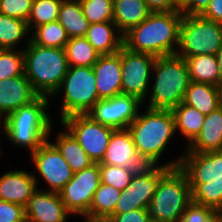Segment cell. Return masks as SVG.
<instances>
[{"instance_id": "obj_18", "label": "cell", "mask_w": 222, "mask_h": 222, "mask_svg": "<svg viewBox=\"0 0 222 222\" xmlns=\"http://www.w3.org/2000/svg\"><path fill=\"white\" fill-rule=\"evenodd\" d=\"M99 99L112 98L122 93L121 49L111 55H100L92 67Z\"/></svg>"}, {"instance_id": "obj_5", "label": "cell", "mask_w": 222, "mask_h": 222, "mask_svg": "<svg viewBox=\"0 0 222 222\" xmlns=\"http://www.w3.org/2000/svg\"><path fill=\"white\" fill-rule=\"evenodd\" d=\"M26 40L24 74L39 95L51 97L68 72L65 49L43 47L34 44L30 38Z\"/></svg>"}, {"instance_id": "obj_1", "label": "cell", "mask_w": 222, "mask_h": 222, "mask_svg": "<svg viewBox=\"0 0 222 222\" xmlns=\"http://www.w3.org/2000/svg\"><path fill=\"white\" fill-rule=\"evenodd\" d=\"M183 153L179 168L187 176L192 202L222 212V151Z\"/></svg>"}, {"instance_id": "obj_39", "label": "cell", "mask_w": 222, "mask_h": 222, "mask_svg": "<svg viewBox=\"0 0 222 222\" xmlns=\"http://www.w3.org/2000/svg\"><path fill=\"white\" fill-rule=\"evenodd\" d=\"M0 222H26L24 206L0 200Z\"/></svg>"}, {"instance_id": "obj_31", "label": "cell", "mask_w": 222, "mask_h": 222, "mask_svg": "<svg viewBox=\"0 0 222 222\" xmlns=\"http://www.w3.org/2000/svg\"><path fill=\"white\" fill-rule=\"evenodd\" d=\"M120 194L121 191L115 187L100 183L85 217L107 219L114 212Z\"/></svg>"}, {"instance_id": "obj_19", "label": "cell", "mask_w": 222, "mask_h": 222, "mask_svg": "<svg viewBox=\"0 0 222 222\" xmlns=\"http://www.w3.org/2000/svg\"><path fill=\"white\" fill-rule=\"evenodd\" d=\"M37 175L25 170L7 171L0 176V200L25 206L38 189Z\"/></svg>"}, {"instance_id": "obj_29", "label": "cell", "mask_w": 222, "mask_h": 222, "mask_svg": "<svg viewBox=\"0 0 222 222\" xmlns=\"http://www.w3.org/2000/svg\"><path fill=\"white\" fill-rule=\"evenodd\" d=\"M26 37L30 38L27 22L0 13V49H17Z\"/></svg>"}, {"instance_id": "obj_3", "label": "cell", "mask_w": 222, "mask_h": 222, "mask_svg": "<svg viewBox=\"0 0 222 222\" xmlns=\"http://www.w3.org/2000/svg\"><path fill=\"white\" fill-rule=\"evenodd\" d=\"M128 126L139 157L146 165L159 161L175 136V120L171 110L145 108Z\"/></svg>"}, {"instance_id": "obj_41", "label": "cell", "mask_w": 222, "mask_h": 222, "mask_svg": "<svg viewBox=\"0 0 222 222\" xmlns=\"http://www.w3.org/2000/svg\"><path fill=\"white\" fill-rule=\"evenodd\" d=\"M211 0H186L180 11L183 15H201L208 7Z\"/></svg>"}, {"instance_id": "obj_37", "label": "cell", "mask_w": 222, "mask_h": 222, "mask_svg": "<svg viewBox=\"0 0 222 222\" xmlns=\"http://www.w3.org/2000/svg\"><path fill=\"white\" fill-rule=\"evenodd\" d=\"M33 0H0V13L27 22Z\"/></svg>"}, {"instance_id": "obj_36", "label": "cell", "mask_w": 222, "mask_h": 222, "mask_svg": "<svg viewBox=\"0 0 222 222\" xmlns=\"http://www.w3.org/2000/svg\"><path fill=\"white\" fill-rule=\"evenodd\" d=\"M90 24L113 21V0H79Z\"/></svg>"}, {"instance_id": "obj_6", "label": "cell", "mask_w": 222, "mask_h": 222, "mask_svg": "<svg viewBox=\"0 0 222 222\" xmlns=\"http://www.w3.org/2000/svg\"><path fill=\"white\" fill-rule=\"evenodd\" d=\"M152 73L154 81L150 86L147 107L172 110L183 102L191 82L184 58L176 54L156 57Z\"/></svg>"}, {"instance_id": "obj_23", "label": "cell", "mask_w": 222, "mask_h": 222, "mask_svg": "<svg viewBox=\"0 0 222 222\" xmlns=\"http://www.w3.org/2000/svg\"><path fill=\"white\" fill-rule=\"evenodd\" d=\"M151 13L144 0H113V22L123 35Z\"/></svg>"}, {"instance_id": "obj_9", "label": "cell", "mask_w": 222, "mask_h": 222, "mask_svg": "<svg viewBox=\"0 0 222 222\" xmlns=\"http://www.w3.org/2000/svg\"><path fill=\"white\" fill-rule=\"evenodd\" d=\"M222 47V24L201 15H183L176 55L182 58L217 55Z\"/></svg>"}, {"instance_id": "obj_2", "label": "cell", "mask_w": 222, "mask_h": 222, "mask_svg": "<svg viewBox=\"0 0 222 222\" xmlns=\"http://www.w3.org/2000/svg\"><path fill=\"white\" fill-rule=\"evenodd\" d=\"M181 11L152 12L123 35V45L131 51L156 57L174 55L179 44Z\"/></svg>"}, {"instance_id": "obj_43", "label": "cell", "mask_w": 222, "mask_h": 222, "mask_svg": "<svg viewBox=\"0 0 222 222\" xmlns=\"http://www.w3.org/2000/svg\"><path fill=\"white\" fill-rule=\"evenodd\" d=\"M201 16L222 24V0H211Z\"/></svg>"}, {"instance_id": "obj_15", "label": "cell", "mask_w": 222, "mask_h": 222, "mask_svg": "<svg viewBox=\"0 0 222 222\" xmlns=\"http://www.w3.org/2000/svg\"><path fill=\"white\" fill-rule=\"evenodd\" d=\"M31 162L49 189L59 192L73 177L74 172L50 140L43 142L31 154Z\"/></svg>"}, {"instance_id": "obj_27", "label": "cell", "mask_w": 222, "mask_h": 222, "mask_svg": "<svg viewBox=\"0 0 222 222\" xmlns=\"http://www.w3.org/2000/svg\"><path fill=\"white\" fill-rule=\"evenodd\" d=\"M58 22L65 28L70 38L85 37L90 26L79 0H62Z\"/></svg>"}, {"instance_id": "obj_20", "label": "cell", "mask_w": 222, "mask_h": 222, "mask_svg": "<svg viewBox=\"0 0 222 222\" xmlns=\"http://www.w3.org/2000/svg\"><path fill=\"white\" fill-rule=\"evenodd\" d=\"M38 96L24 73L17 77L2 79L0 80V115L5 119Z\"/></svg>"}, {"instance_id": "obj_7", "label": "cell", "mask_w": 222, "mask_h": 222, "mask_svg": "<svg viewBox=\"0 0 222 222\" xmlns=\"http://www.w3.org/2000/svg\"><path fill=\"white\" fill-rule=\"evenodd\" d=\"M191 202L187 176L179 167H175L160 179L147 212L151 221L181 222Z\"/></svg>"}, {"instance_id": "obj_24", "label": "cell", "mask_w": 222, "mask_h": 222, "mask_svg": "<svg viewBox=\"0 0 222 222\" xmlns=\"http://www.w3.org/2000/svg\"><path fill=\"white\" fill-rule=\"evenodd\" d=\"M183 103L197 108L204 115H208L222 105L221 87L191 81Z\"/></svg>"}, {"instance_id": "obj_48", "label": "cell", "mask_w": 222, "mask_h": 222, "mask_svg": "<svg viewBox=\"0 0 222 222\" xmlns=\"http://www.w3.org/2000/svg\"><path fill=\"white\" fill-rule=\"evenodd\" d=\"M180 6L186 1V0H175Z\"/></svg>"}, {"instance_id": "obj_38", "label": "cell", "mask_w": 222, "mask_h": 222, "mask_svg": "<svg viewBox=\"0 0 222 222\" xmlns=\"http://www.w3.org/2000/svg\"><path fill=\"white\" fill-rule=\"evenodd\" d=\"M216 211L191 202L182 215L181 222H214Z\"/></svg>"}, {"instance_id": "obj_11", "label": "cell", "mask_w": 222, "mask_h": 222, "mask_svg": "<svg viewBox=\"0 0 222 222\" xmlns=\"http://www.w3.org/2000/svg\"><path fill=\"white\" fill-rule=\"evenodd\" d=\"M60 124L76 138L94 163L102 161L113 128L98 123L87 114L67 116Z\"/></svg>"}, {"instance_id": "obj_32", "label": "cell", "mask_w": 222, "mask_h": 222, "mask_svg": "<svg viewBox=\"0 0 222 222\" xmlns=\"http://www.w3.org/2000/svg\"><path fill=\"white\" fill-rule=\"evenodd\" d=\"M64 49L69 66L93 67L100 56L85 37L69 38Z\"/></svg>"}, {"instance_id": "obj_47", "label": "cell", "mask_w": 222, "mask_h": 222, "mask_svg": "<svg viewBox=\"0 0 222 222\" xmlns=\"http://www.w3.org/2000/svg\"><path fill=\"white\" fill-rule=\"evenodd\" d=\"M3 122H4V119L0 115V130H1V128H3Z\"/></svg>"}, {"instance_id": "obj_17", "label": "cell", "mask_w": 222, "mask_h": 222, "mask_svg": "<svg viewBox=\"0 0 222 222\" xmlns=\"http://www.w3.org/2000/svg\"><path fill=\"white\" fill-rule=\"evenodd\" d=\"M99 164L141 169L146 164L139 157L128 128L115 129Z\"/></svg>"}, {"instance_id": "obj_10", "label": "cell", "mask_w": 222, "mask_h": 222, "mask_svg": "<svg viewBox=\"0 0 222 222\" xmlns=\"http://www.w3.org/2000/svg\"><path fill=\"white\" fill-rule=\"evenodd\" d=\"M181 158L160 165H145L133 174L130 184L121 191L112 214H122L136 209H147L153 199L160 179L171 169L179 167Z\"/></svg>"}, {"instance_id": "obj_16", "label": "cell", "mask_w": 222, "mask_h": 222, "mask_svg": "<svg viewBox=\"0 0 222 222\" xmlns=\"http://www.w3.org/2000/svg\"><path fill=\"white\" fill-rule=\"evenodd\" d=\"M26 222H68L67 211L58 192L39 188L24 206Z\"/></svg>"}, {"instance_id": "obj_21", "label": "cell", "mask_w": 222, "mask_h": 222, "mask_svg": "<svg viewBox=\"0 0 222 222\" xmlns=\"http://www.w3.org/2000/svg\"><path fill=\"white\" fill-rule=\"evenodd\" d=\"M184 152L222 151V105L208 115L195 140Z\"/></svg>"}, {"instance_id": "obj_35", "label": "cell", "mask_w": 222, "mask_h": 222, "mask_svg": "<svg viewBox=\"0 0 222 222\" xmlns=\"http://www.w3.org/2000/svg\"><path fill=\"white\" fill-rule=\"evenodd\" d=\"M99 169L101 183L113 186L120 191L130 184L133 174L138 170L108 164H99Z\"/></svg>"}, {"instance_id": "obj_30", "label": "cell", "mask_w": 222, "mask_h": 222, "mask_svg": "<svg viewBox=\"0 0 222 222\" xmlns=\"http://www.w3.org/2000/svg\"><path fill=\"white\" fill-rule=\"evenodd\" d=\"M32 31L30 32V40L43 47L64 49L70 38L58 20L39 25Z\"/></svg>"}, {"instance_id": "obj_12", "label": "cell", "mask_w": 222, "mask_h": 222, "mask_svg": "<svg viewBox=\"0 0 222 222\" xmlns=\"http://www.w3.org/2000/svg\"><path fill=\"white\" fill-rule=\"evenodd\" d=\"M156 56L121 47L122 94L137 97L143 103L153 81L152 69Z\"/></svg>"}, {"instance_id": "obj_26", "label": "cell", "mask_w": 222, "mask_h": 222, "mask_svg": "<svg viewBox=\"0 0 222 222\" xmlns=\"http://www.w3.org/2000/svg\"><path fill=\"white\" fill-rule=\"evenodd\" d=\"M171 111L174 115L176 133L180 131L181 135L187 139L186 148L199 135L205 120V115L197 108L188 106L183 102Z\"/></svg>"}, {"instance_id": "obj_40", "label": "cell", "mask_w": 222, "mask_h": 222, "mask_svg": "<svg viewBox=\"0 0 222 222\" xmlns=\"http://www.w3.org/2000/svg\"><path fill=\"white\" fill-rule=\"evenodd\" d=\"M108 222H149L150 218L147 209H136L122 214H111Z\"/></svg>"}, {"instance_id": "obj_33", "label": "cell", "mask_w": 222, "mask_h": 222, "mask_svg": "<svg viewBox=\"0 0 222 222\" xmlns=\"http://www.w3.org/2000/svg\"><path fill=\"white\" fill-rule=\"evenodd\" d=\"M62 0H33L27 25L32 30L42 24L58 20Z\"/></svg>"}, {"instance_id": "obj_22", "label": "cell", "mask_w": 222, "mask_h": 222, "mask_svg": "<svg viewBox=\"0 0 222 222\" xmlns=\"http://www.w3.org/2000/svg\"><path fill=\"white\" fill-rule=\"evenodd\" d=\"M85 38L100 55L115 54L123 46V34L113 21L90 24Z\"/></svg>"}, {"instance_id": "obj_8", "label": "cell", "mask_w": 222, "mask_h": 222, "mask_svg": "<svg viewBox=\"0 0 222 222\" xmlns=\"http://www.w3.org/2000/svg\"><path fill=\"white\" fill-rule=\"evenodd\" d=\"M59 93L62 94L60 121L70 115L86 114L99 100L92 67L69 66L60 87L50 99Z\"/></svg>"}, {"instance_id": "obj_46", "label": "cell", "mask_w": 222, "mask_h": 222, "mask_svg": "<svg viewBox=\"0 0 222 222\" xmlns=\"http://www.w3.org/2000/svg\"><path fill=\"white\" fill-rule=\"evenodd\" d=\"M214 222H222V212H217Z\"/></svg>"}, {"instance_id": "obj_4", "label": "cell", "mask_w": 222, "mask_h": 222, "mask_svg": "<svg viewBox=\"0 0 222 222\" xmlns=\"http://www.w3.org/2000/svg\"><path fill=\"white\" fill-rule=\"evenodd\" d=\"M51 102L50 97L39 95L9 114L2 129L6 138L17 147L30 149L29 154L34 152L51 135L53 121L47 111Z\"/></svg>"}, {"instance_id": "obj_44", "label": "cell", "mask_w": 222, "mask_h": 222, "mask_svg": "<svg viewBox=\"0 0 222 222\" xmlns=\"http://www.w3.org/2000/svg\"><path fill=\"white\" fill-rule=\"evenodd\" d=\"M217 61L219 66V73H220V87L222 86V47L218 51L217 55Z\"/></svg>"}, {"instance_id": "obj_28", "label": "cell", "mask_w": 222, "mask_h": 222, "mask_svg": "<svg viewBox=\"0 0 222 222\" xmlns=\"http://www.w3.org/2000/svg\"><path fill=\"white\" fill-rule=\"evenodd\" d=\"M190 81L220 87V73L216 55L204 54L185 58Z\"/></svg>"}, {"instance_id": "obj_13", "label": "cell", "mask_w": 222, "mask_h": 222, "mask_svg": "<svg viewBox=\"0 0 222 222\" xmlns=\"http://www.w3.org/2000/svg\"><path fill=\"white\" fill-rule=\"evenodd\" d=\"M100 183L99 163L75 172L72 179L58 192L67 211L72 216L85 217Z\"/></svg>"}, {"instance_id": "obj_25", "label": "cell", "mask_w": 222, "mask_h": 222, "mask_svg": "<svg viewBox=\"0 0 222 222\" xmlns=\"http://www.w3.org/2000/svg\"><path fill=\"white\" fill-rule=\"evenodd\" d=\"M55 136L54 143L51 142L67 161L73 172H79L90 167L94 162L87 155L85 150L76 140V138L64 127Z\"/></svg>"}, {"instance_id": "obj_45", "label": "cell", "mask_w": 222, "mask_h": 222, "mask_svg": "<svg viewBox=\"0 0 222 222\" xmlns=\"http://www.w3.org/2000/svg\"><path fill=\"white\" fill-rule=\"evenodd\" d=\"M84 218V222H108L106 219H97V218H88V217H82Z\"/></svg>"}, {"instance_id": "obj_14", "label": "cell", "mask_w": 222, "mask_h": 222, "mask_svg": "<svg viewBox=\"0 0 222 222\" xmlns=\"http://www.w3.org/2000/svg\"><path fill=\"white\" fill-rule=\"evenodd\" d=\"M143 102L137 97L118 94L112 98L99 99L86 113L100 124L115 129H124L137 118Z\"/></svg>"}, {"instance_id": "obj_42", "label": "cell", "mask_w": 222, "mask_h": 222, "mask_svg": "<svg viewBox=\"0 0 222 222\" xmlns=\"http://www.w3.org/2000/svg\"><path fill=\"white\" fill-rule=\"evenodd\" d=\"M151 12L180 11V5L175 0H144Z\"/></svg>"}, {"instance_id": "obj_34", "label": "cell", "mask_w": 222, "mask_h": 222, "mask_svg": "<svg viewBox=\"0 0 222 222\" xmlns=\"http://www.w3.org/2000/svg\"><path fill=\"white\" fill-rule=\"evenodd\" d=\"M24 73L23 49H0V80Z\"/></svg>"}]
</instances>
